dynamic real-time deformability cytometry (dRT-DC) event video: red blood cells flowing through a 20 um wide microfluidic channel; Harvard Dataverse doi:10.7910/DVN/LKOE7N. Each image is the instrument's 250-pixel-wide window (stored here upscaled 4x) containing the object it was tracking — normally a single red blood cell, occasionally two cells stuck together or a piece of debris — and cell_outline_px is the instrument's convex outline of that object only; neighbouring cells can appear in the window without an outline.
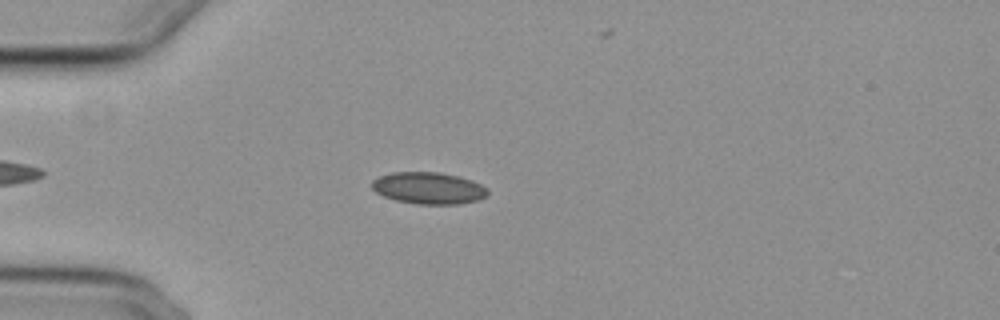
{"species": "common noctule bat (a hibernating species)", "species_latin": "Nyctalus noctula", "temperature_condition": "cold", "stored_images_in_passage": 45, "camera_frame_rate_fps": 3000, "um_per_image_px": 0.085, "animal": {"sex": "female", "body_mass_g": 29.2, "forearm_length_mm": 56.3}, "frame": {"image": 1, "passage_image": 9, "time_ms": 2.667, "image_size_px": [1000, 320], "cell_outline_px": [[488, 196], [480, 200], [460, 204], [416, 204], [396, 200], [384, 196], [376, 192], [372, 188], [372, 180], [380, 176], [392, 172], [440, 172], [472, 180], [488, 188]], "centroid_in_image_um": [36.46, 15.99], "position_along_channel_um": 48.5, "area_um2": 21.56}}
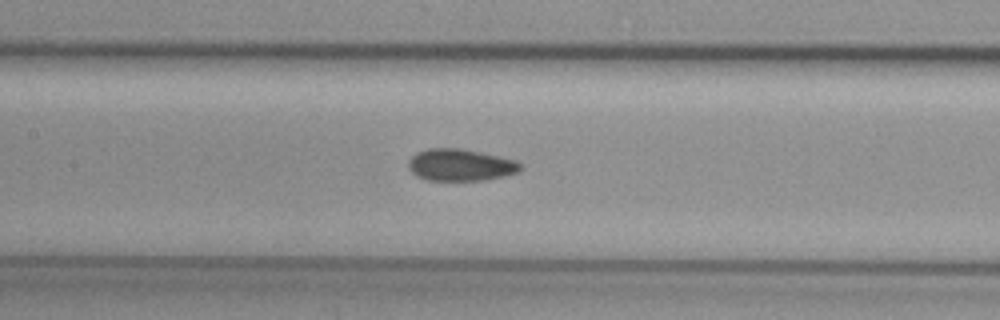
{"frame": {"image": 2, "passage_image": 20, "time_ms": 6.333, "image_size_px": [1000, 320], "cell_outline_px": [[520, 172], [504, 176], [484, 180], [428, 180], [416, 176], [408, 168], [408, 160], [416, 152], [428, 148], [460, 148], [500, 156], [516, 160], [520, 164]], "centroid_in_image_um": [39.12, 14.02], "position_along_channel_um": 168.3, "area_um2": 20.92}}
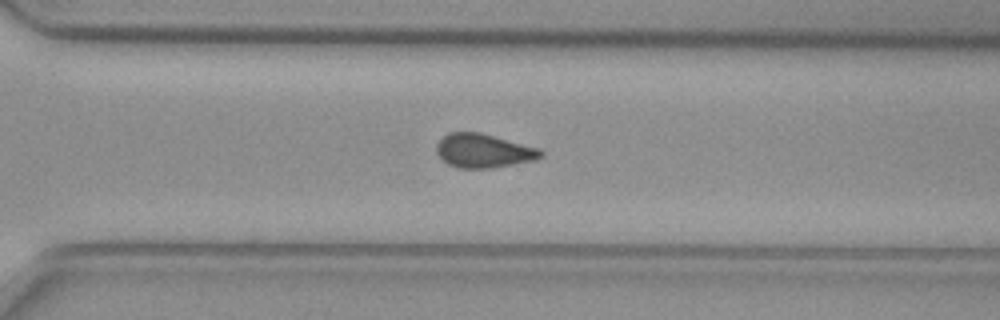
{"frame": {"image": 3, "passage_image": 33, "time_ms": 10.667, "image_size_px": [1000, 320], "cell_outline_px": [[544, 156], [536, 160], [492, 168], [456, 168], [448, 164], [436, 152], [436, 144], [448, 132], [480, 132], [540, 148], [544, 152]], "centroid_in_image_um": [41.13, 12.82], "position_along_channel_um": 329.5, "area_um2": 20.75}, "authors_computed_cell_mechanics": {"area_um2": 20.9236, "velocity_mm_per_s": 3.7358, "shape_relaxation_time_tau1_ms": null, "shape_relaxation_time_tau2_ms": 3.0428, "deformation_change_tau1": null, "deformation_change_tau2": 0.0775}}